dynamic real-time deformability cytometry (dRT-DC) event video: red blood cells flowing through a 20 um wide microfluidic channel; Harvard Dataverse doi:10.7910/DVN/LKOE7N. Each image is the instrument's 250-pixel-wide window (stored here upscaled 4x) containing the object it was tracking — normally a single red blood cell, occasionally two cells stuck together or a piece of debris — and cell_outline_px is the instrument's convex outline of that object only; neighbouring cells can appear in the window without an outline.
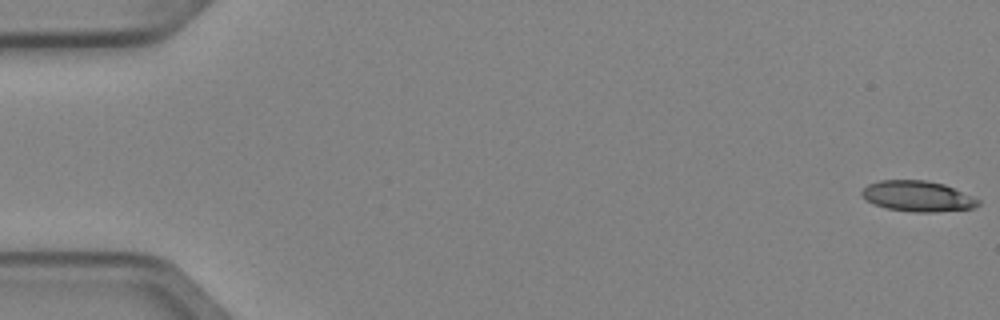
{"species": "Egyptian fruit bat (a non-hibernating species)", "species_latin": "Rousettus aegyptiacus", "temperature_condition": "cold", "stored_images_in_passage": 5, "segment_of_instrument_passage": [1, 2], "camera_frame_rate_fps": 3000, "um_per_image_px": 0.085, "animal": {"sex": "female"}, "frame": {"image": 1, "passage_image": 1, "time_ms": 0.0, "image_size_px": [1000, 320], "cell_outline_px": [[980, 204], [972, 208], [936, 212], [912, 212], [888, 208], [864, 200], [860, 192], [868, 184], [880, 180], [924, 180], [944, 184], [980, 200]], "centroid_in_image_um": [77.97, 16.67], "position_along_channel_um": 7.0, "area_um2": 20.63}}